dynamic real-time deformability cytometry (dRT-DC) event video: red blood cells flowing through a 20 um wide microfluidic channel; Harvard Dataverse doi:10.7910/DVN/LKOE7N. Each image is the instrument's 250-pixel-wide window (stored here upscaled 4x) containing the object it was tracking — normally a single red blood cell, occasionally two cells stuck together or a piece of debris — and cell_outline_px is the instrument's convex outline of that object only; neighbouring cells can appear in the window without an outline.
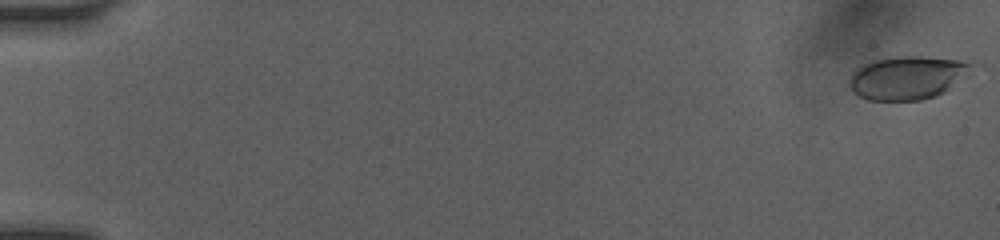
{"species": "human", "species_latin": "Homo sapiens", "temperature_condition": "room temperature", "stored_images_in_passage": 50, "camera_frame_rate_fps": 3000, "um_per_image_px": 0.085, "donor": {"sex": "female"}, "frame": {"image": 1, "passage_image": 1, "time_ms": 0.0, "image_size_px": [1000, 240], "cell_outline_px": [[984, 64], [968, 76], [944, 92], [936, 96], [920, 100], [868, 100], [852, 92], [848, 84], [848, 80], [852, 72], [856, 68], [872, 60], [896, 56], [920, 56], [976, 60]], "centroid_in_image_um": [77.28, 6.56], "position_along_channel_um": 7.7, "area_um2": 32.19}}
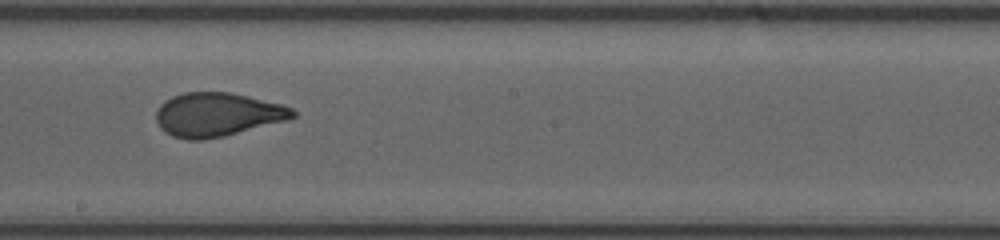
{"frame": {"image": 2, "passage_image": 30, "time_ms": 9.667, "image_size_px": [1000, 240], "cell_outline_px": [[296, 116], [288, 120], [224, 136], [204, 140], [188, 140], [172, 136], [164, 132], [160, 128], [156, 120], [156, 112], [160, 104], [164, 100], [172, 96], [184, 92], [232, 92], [280, 104], [292, 108], [296, 112]], "centroid_in_image_um": [18.45, 9.74], "position_along_channel_um": 229.8, "area_um2": 35.03}}
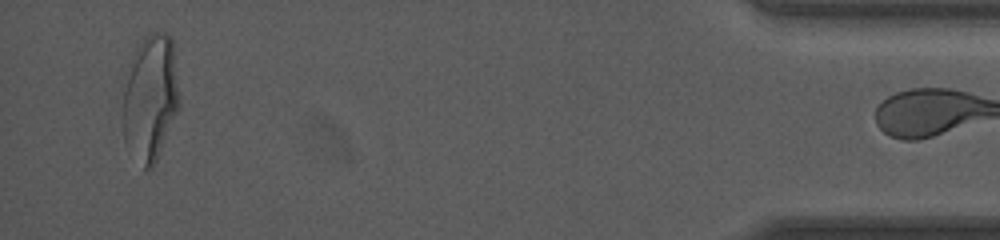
{"frame": {"image": 3, "passage_image": 49, "time_ms": 16.0, "image_size_px": [1000, 240], "cell_outline_px": [[180, 108], [156, 160], [152, 168], [144, 168], [124, 140], [120, 112], [124, 72], [140, 40], [148, 32], [164, 32], [172, 36], [180, 96]], "centroid_in_image_um": [12.75, 8.23], "position_along_channel_um": 422.5, "area_um2": 42.89}}